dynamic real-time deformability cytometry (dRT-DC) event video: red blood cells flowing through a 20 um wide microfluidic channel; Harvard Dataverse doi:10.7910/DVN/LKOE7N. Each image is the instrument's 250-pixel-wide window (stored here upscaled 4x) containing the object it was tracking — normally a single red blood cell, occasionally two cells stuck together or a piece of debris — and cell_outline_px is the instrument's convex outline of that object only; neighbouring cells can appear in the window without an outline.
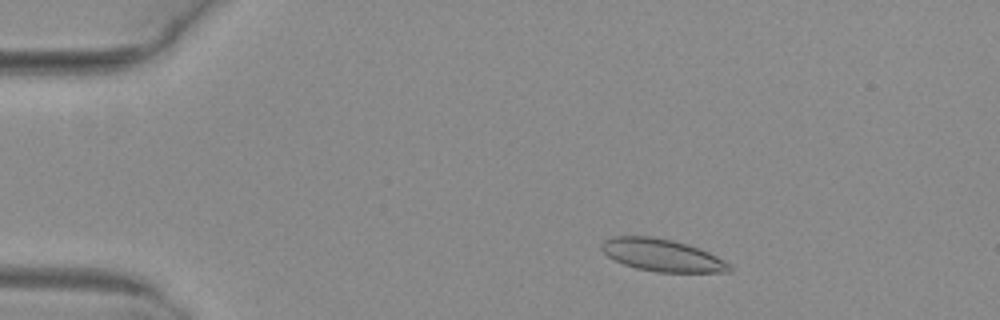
{"species": "common noctule bat (a hibernating species)", "species_latin": "Nyctalus noctula", "temperature_condition": "warm", "stored_images_in_passage": 50, "camera_frame_rate_fps": 3000, "um_per_image_px": 0.085, "animal": {"sex": "female", "body_mass_g": 29.2, "forearm_length_mm": 56.3}, "frame": {"image": 1, "passage_image": 8, "time_ms": 2.333, "image_size_px": [1000, 320], "cell_outline_px": [[732, 272], [656, 272], [636, 268], [624, 264], [608, 256], [600, 248], [600, 244], [604, 240], [616, 236], [652, 236], [672, 240], [688, 244], [700, 248], [732, 264]], "centroid_in_image_um": [56.31, 21.69], "position_along_channel_um": 28.7, "area_um2": 24.16}}
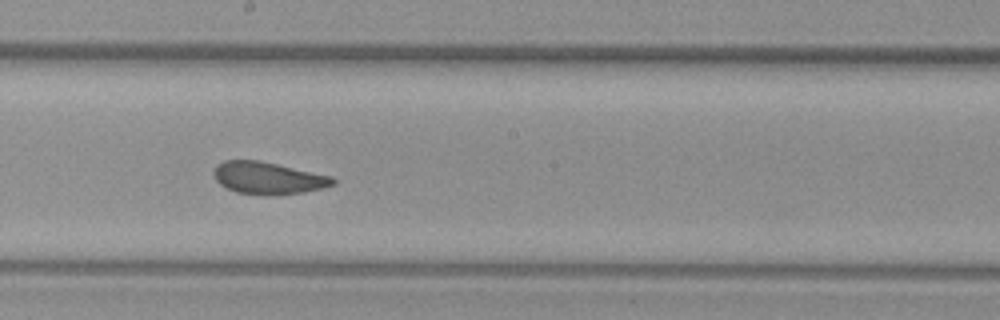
{"frame": {"image": 2, "passage_image": 28, "time_ms": 9.0, "image_size_px": [1000, 320], "cell_outline_px": [[336, 184], [324, 188], [304, 192], [276, 196], [236, 192], [220, 184], [216, 180], [212, 172], [216, 164], [224, 160], [260, 160], [332, 176], [336, 180]], "centroid_in_image_um": [22.8, 15.13], "position_along_channel_um": 225.4, "area_um2": 22.6}}
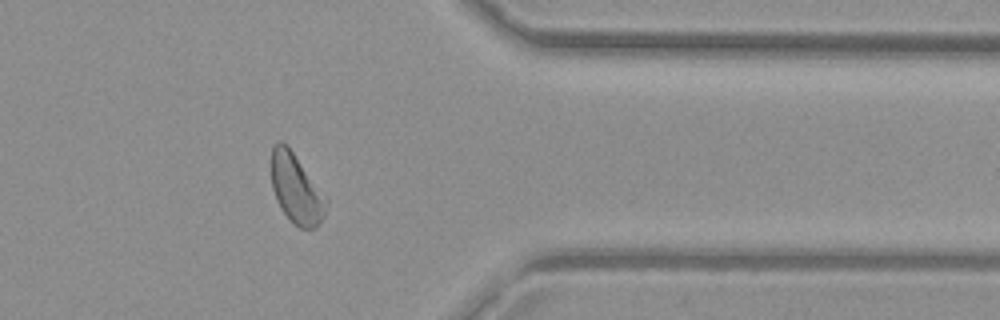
{"frame": {"image": 3, "passage_image": 41, "time_ms": 13.333, "image_size_px": [1000, 320], "cell_outline_px": [[328, 200], [324, 216], [320, 224], [316, 228], [300, 228], [292, 224], [280, 208], [276, 200], [272, 188], [272, 144], [280, 140], [292, 152], [328, 196]], "centroid_in_image_um": [25.21, 16.1], "position_along_channel_um": 386.2, "area_um2": 22.43}, "authors_computed_cell_mechanics": {"area_um2": 23.409, "velocity_mm_per_s": 4.0141, "shape_relaxation_time_tau1_ms": 6.3158, "shape_relaxation_time_tau2_ms": 1.1696, "deformation_change_tau1": 0.1464, "deformation_change_tau2": 0.0785}}